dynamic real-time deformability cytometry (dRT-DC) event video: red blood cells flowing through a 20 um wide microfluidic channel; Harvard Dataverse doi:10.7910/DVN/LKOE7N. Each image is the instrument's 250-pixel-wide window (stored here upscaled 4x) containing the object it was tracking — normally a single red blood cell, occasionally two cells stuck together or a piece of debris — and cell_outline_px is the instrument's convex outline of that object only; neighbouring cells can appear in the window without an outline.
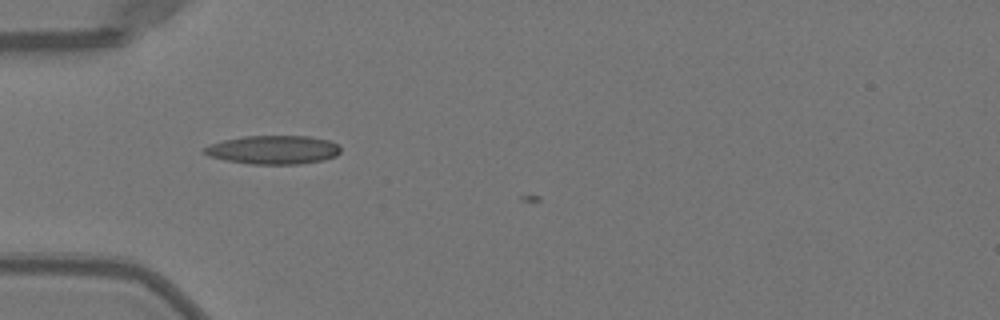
{"species": "Egyptian fruit bat (a non-hibernating species)", "species_latin": "Rousettus aegyptiacus", "temperature_condition": "warm", "stored_images_in_passage": 6, "camera_frame_rate_fps": 3000, "um_per_image_px": 0.085, "animal": {"sex": "female"}, "frame": {"image": 1, "passage_image": 5, "time_ms": 1.333, "image_size_px": [1000, 320], "cell_outline_px": [[340, 152], [336, 156], [324, 160], [300, 164], [248, 164], [224, 160], [208, 156], [200, 152], [204, 148], [212, 144], [224, 140], [244, 136], [308, 136], [328, 140], [340, 144]], "centroid_in_image_um": [23.23, 12.74], "position_along_channel_um": 61.8, "area_um2": 22.95}}